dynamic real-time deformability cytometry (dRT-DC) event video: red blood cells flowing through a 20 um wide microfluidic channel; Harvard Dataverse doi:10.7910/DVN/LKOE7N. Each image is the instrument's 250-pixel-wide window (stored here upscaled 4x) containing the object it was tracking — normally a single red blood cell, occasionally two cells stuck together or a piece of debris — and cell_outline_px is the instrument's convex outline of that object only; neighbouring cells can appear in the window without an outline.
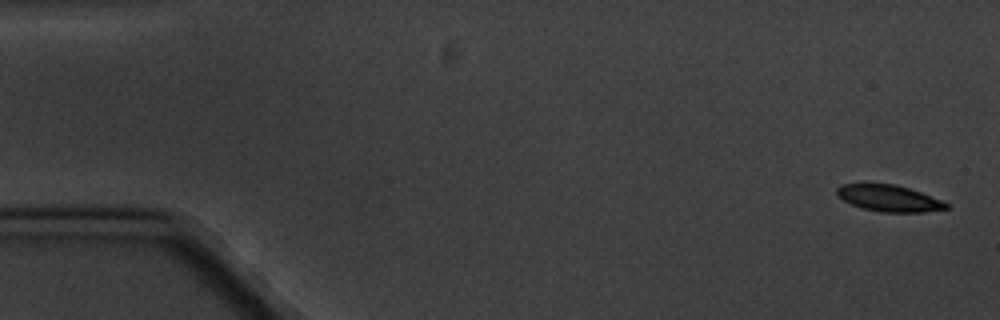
{"species": "common noctule bat (a hibernating species)", "species_latin": "Nyctalus noctula", "temperature_condition": "cold", "stored_images_in_passage": 5, "camera_frame_rate_fps": 3000, "um_per_image_px": 0.085, "animal": {"sex": "male", "body_mass_g": 20.1, "forearm_length_mm": 53.5}, "frame": {"image": 1, "passage_image": 1, "time_ms": 0.0, "image_size_px": [1000, 320], "cell_outline_px": [[948, 208], [924, 212], [880, 212], [864, 208], [852, 204], [844, 200], [836, 192], [836, 188], [840, 184], [896, 184], [920, 192], [940, 200], [948, 204]], "centroid_in_image_um": [75.55, 16.85], "position_along_channel_um": 9.4, "area_um2": 16.53}}